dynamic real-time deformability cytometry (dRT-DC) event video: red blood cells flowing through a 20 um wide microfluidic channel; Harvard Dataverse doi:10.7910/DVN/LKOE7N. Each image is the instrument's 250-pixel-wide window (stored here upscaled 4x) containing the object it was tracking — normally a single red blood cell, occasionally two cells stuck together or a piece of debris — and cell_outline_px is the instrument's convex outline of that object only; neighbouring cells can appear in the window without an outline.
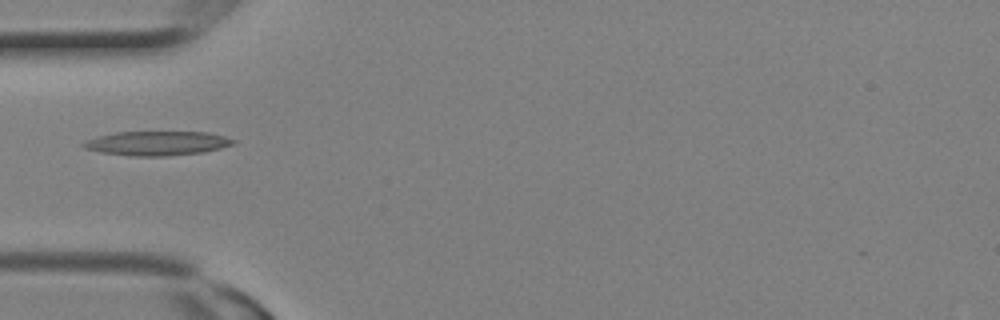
{"species": "Egyptian fruit bat (a non-hibernating species)", "species_latin": "Rousettus aegyptiacus", "temperature_condition": "room temperature", "stored_images_in_passage": 1, "camera_frame_rate_fps": 3000, "um_per_image_px": 0.085, "animal": {"sex": "female"}, "frame": {"image": 1, "passage_image": 1, "time_ms": 0.0, "image_size_px": [1000, 320], "cell_outline_px": [[236, 144], [204, 152], [164, 156], [132, 156], [100, 152], [84, 148], [80, 144], [84, 140], [116, 132], [208, 132], [224, 136], [236, 140]], "centroid_in_image_um": [13.35, 12.18], "position_along_channel_um": 71.6, "area_um2": 21.21}}